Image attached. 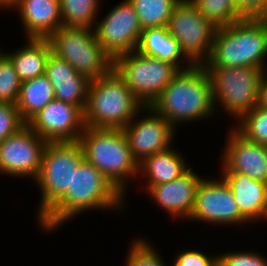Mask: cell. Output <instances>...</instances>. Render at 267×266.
Returning a JSON list of instances; mask_svg holds the SVG:
<instances>
[{
  "instance_id": "1",
  "label": "cell",
  "mask_w": 267,
  "mask_h": 266,
  "mask_svg": "<svg viewBox=\"0 0 267 266\" xmlns=\"http://www.w3.org/2000/svg\"><path fill=\"white\" fill-rule=\"evenodd\" d=\"M126 200L99 170L83 159L73 170L71 189L37 222V226L44 234H55L62 225L65 227L67 222L80 217L79 214L91 210L121 212Z\"/></svg>"
},
{
  "instance_id": "2",
  "label": "cell",
  "mask_w": 267,
  "mask_h": 266,
  "mask_svg": "<svg viewBox=\"0 0 267 266\" xmlns=\"http://www.w3.org/2000/svg\"><path fill=\"white\" fill-rule=\"evenodd\" d=\"M150 107L176 129L218 115L211 80L203 65L180 70Z\"/></svg>"
},
{
  "instance_id": "3",
  "label": "cell",
  "mask_w": 267,
  "mask_h": 266,
  "mask_svg": "<svg viewBox=\"0 0 267 266\" xmlns=\"http://www.w3.org/2000/svg\"><path fill=\"white\" fill-rule=\"evenodd\" d=\"M267 18H244L217 28L204 67L267 69Z\"/></svg>"
},
{
  "instance_id": "4",
  "label": "cell",
  "mask_w": 267,
  "mask_h": 266,
  "mask_svg": "<svg viewBox=\"0 0 267 266\" xmlns=\"http://www.w3.org/2000/svg\"><path fill=\"white\" fill-rule=\"evenodd\" d=\"M78 142L84 159L99 170L126 199L129 186L137 181L138 163L131 155L123 130L85 126Z\"/></svg>"
},
{
  "instance_id": "5",
  "label": "cell",
  "mask_w": 267,
  "mask_h": 266,
  "mask_svg": "<svg viewBox=\"0 0 267 266\" xmlns=\"http://www.w3.org/2000/svg\"><path fill=\"white\" fill-rule=\"evenodd\" d=\"M144 107L113 68L90 81L83 120L86 127L122 129Z\"/></svg>"
},
{
  "instance_id": "6",
  "label": "cell",
  "mask_w": 267,
  "mask_h": 266,
  "mask_svg": "<svg viewBox=\"0 0 267 266\" xmlns=\"http://www.w3.org/2000/svg\"><path fill=\"white\" fill-rule=\"evenodd\" d=\"M84 159L80 143L47 142L44 147L41 165L33 181L40 192L36 207L38 222L71 189L73 170Z\"/></svg>"
},
{
  "instance_id": "7",
  "label": "cell",
  "mask_w": 267,
  "mask_h": 266,
  "mask_svg": "<svg viewBox=\"0 0 267 266\" xmlns=\"http://www.w3.org/2000/svg\"><path fill=\"white\" fill-rule=\"evenodd\" d=\"M205 69L211 80L216 113L219 111V114L226 113V116L237 122L258 105L263 69L255 67H205Z\"/></svg>"
},
{
  "instance_id": "8",
  "label": "cell",
  "mask_w": 267,
  "mask_h": 266,
  "mask_svg": "<svg viewBox=\"0 0 267 266\" xmlns=\"http://www.w3.org/2000/svg\"><path fill=\"white\" fill-rule=\"evenodd\" d=\"M47 40L53 54L89 80L98 79L113 69L114 60L98 43L94 29L61 26Z\"/></svg>"
},
{
  "instance_id": "9",
  "label": "cell",
  "mask_w": 267,
  "mask_h": 266,
  "mask_svg": "<svg viewBox=\"0 0 267 266\" xmlns=\"http://www.w3.org/2000/svg\"><path fill=\"white\" fill-rule=\"evenodd\" d=\"M113 68L144 106H150L180 71L172 63L138 51L117 56Z\"/></svg>"
},
{
  "instance_id": "10",
  "label": "cell",
  "mask_w": 267,
  "mask_h": 266,
  "mask_svg": "<svg viewBox=\"0 0 267 266\" xmlns=\"http://www.w3.org/2000/svg\"><path fill=\"white\" fill-rule=\"evenodd\" d=\"M217 28L190 0H180L174 6L167 24L169 34L194 65H203L209 59Z\"/></svg>"
},
{
  "instance_id": "11",
  "label": "cell",
  "mask_w": 267,
  "mask_h": 266,
  "mask_svg": "<svg viewBox=\"0 0 267 266\" xmlns=\"http://www.w3.org/2000/svg\"><path fill=\"white\" fill-rule=\"evenodd\" d=\"M218 178V179H217ZM204 178L198 185L189 222L240 228L248 222L241 216L233 193L221 176Z\"/></svg>"
},
{
  "instance_id": "12",
  "label": "cell",
  "mask_w": 267,
  "mask_h": 266,
  "mask_svg": "<svg viewBox=\"0 0 267 266\" xmlns=\"http://www.w3.org/2000/svg\"><path fill=\"white\" fill-rule=\"evenodd\" d=\"M98 17L94 28L97 41L113 60L137 50L142 28L128 0L114 5L102 19Z\"/></svg>"
},
{
  "instance_id": "13",
  "label": "cell",
  "mask_w": 267,
  "mask_h": 266,
  "mask_svg": "<svg viewBox=\"0 0 267 266\" xmlns=\"http://www.w3.org/2000/svg\"><path fill=\"white\" fill-rule=\"evenodd\" d=\"M122 130L131 155L138 164L173 146L177 137V129L150 106H145Z\"/></svg>"
},
{
  "instance_id": "14",
  "label": "cell",
  "mask_w": 267,
  "mask_h": 266,
  "mask_svg": "<svg viewBox=\"0 0 267 266\" xmlns=\"http://www.w3.org/2000/svg\"><path fill=\"white\" fill-rule=\"evenodd\" d=\"M47 142L27 124L0 142V175L35 180Z\"/></svg>"
},
{
  "instance_id": "15",
  "label": "cell",
  "mask_w": 267,
  "mask_h": 266,
  "mask_svg": "<svg viewBox=\"0 0 267 266\" xmlns=\"http://www.w3.org/2000/svg\"><path fill=\"white\" fill-rule=\"evenodd\" d=\"M46 142H77L85 128L83 111L53 99L26 123Z\"/></svg>"
},
{
  "instance_id": "16",
  "label": "cell",
  "mask_w": 267,
  "mask_h": 266,
  "mask_svg": "<svg viewBox=\"0 0 267 266\" xmlns=\"http://www.w3.org/2000/svg\"><path fill=\"white\" fill-rule=\"evenodd\" d=\"M221 149L219 173H243L254 180L267 183L266 146L242 136L233 125L227 131Z\"/></svg>"
},
{
  "instance_id": "17",
  "label": "cell",
  "mask_w": 267,
  "mask_h": 266,
  "mask_svg": "<svg viewBox=\"0 0 267 266\" xmlns=\"http://www.w3.org/2000/svg\"><path fill=\"white\" fill-rule=\"evenodd\" d=\"M203 178L191 167L172 182L150 186L143 194H147V199L149 198L158 210L168 214V218L174 222L180 220L185 223L193 211L196 191Z\"/></svg>"
},
{
  "instance_id": "18",
  "label": "cell",
  "mask_w": 267,
  "mask_h": 266,
  "mask_svg": "<svg viewBox=\"0 0 267 266\" xmlns=\"http://www.w3.org/2000/svg\"><path fill=\"white\" fill-rule=\"evenodd\" d=\"M13 9L25 39H48L62 26L60 0H16L7 8Z\"/></svg>"
},
{
  "instance_id": "19",
  "label": "cell",
  "mask_w": 267,
  "mask_h": 266,
  "mask_svg": "<svg viewBox=\"0 0 267 266\" xmlns=\"http://www.w3.org/2000/svg\"><path fill=\"white\" fill-rule=\"evenodd\" d=\"M231 189L241 216L249 223L267 222V183L246 174L219 173Z\"/></svg>"
},
{
  "instance_id": "20",
  "label": "cell",
  "mask_w": 267,
  "mask_h": 266,
  "mask_svg": "<svg viewBox=\"0 0 267 266\" xmlns=\"http://www.w3.org/2000/svg\"><path fill=\"white\" fill-rule=\"evenodd\" d=\"M45 75L54 87L55 99L76 105L84 111L91 80L52 52L46 63Z\"/></svg>"
},
{
  "instance_id": "21",
  "label": "cell",
  "mask_w": 267,
  "mask_h": 266,
  "mask_svg": "<svg viewBox=\"0 0 267 266\" xmlns=\"http://www.w3.org/2000/svg\"><path fill=\"white\" fill-rule=\"evenodd\" d=\"M177 149L171 146L145 158L138 164L137 180L143 179L139 185L142 191L153 185L172 182L192 167Z\"/></svg>"
},
{
  "instance_id": "22",
  "label": "cell",
  "mask_w": 267,
  "mask_h": 266,
  "mask_svg": "<svg viewBox=\"0 0 267 266\" xmlns=\"http://www.w3.org/2000/svg\"><path fill=\"white\" fill-rule=\"evenodd\" d=\"M136 51L142 55L172 63L179 70H185L194 65L181 51L178 41L169 34L167 26L142 29Z\"/></svg>"
},
{
  "instance_id": "23",
  "label": "cell",
  "mask_w": 267,
  "mask_h": 266,
  "mask_svg": "<svg viewBox=\"0 0 267 266\" xmlns=\"http://www.w3.org/2000/svg\"><path fill=\"white\" fill-rule=\"evenodd\" d=\"M26 40L21 47L5 52L22 82L45 74L46 63L52 52L47 39Z\"/></svg>"
},
{
  "instance_id": "24",
  "label": "cell",
  "mask_w": 267,
  "mask_h": 266,
  "mask_svg": "<svg viewBox=\"0 0 267 266\" xmlns=\"http://www.w3.org/2000/svg\"><path fill=\"white\" fill-rule=\"evenodd\" d=\"M53 99L54 87L43 74L22 82L15 105L20 118L27 123Z\"/></svg>"
},
{
  "instance_id": "25",
  "label": "cell",
  "mask_w": 267,
  "mask_h": 266,
  "mask_svg": "<svg viewBox=\"0 0 267 266\" xmlns=\"http://www.w3.org/2000/svg\"><path fill=\"white\" fill-rule=\"evenodd\" d=\"M102 0H60L62 26L94 29ZM102 6V7H101Z\"/></svg>"
},
{
  "instance_id": "26",
  "label": "cell",
  "mask_w": 267,
  "mask_h": 266,
  "mask_svg": "<svg viewBox=\"0 0 267 266\" xmlns=\"http://www.w3.org/2000/svg\"><path fill=\"white\" fill-rule=\"evenodd\" d=\"M142 29L167 26L174 6L180 0H128Z\"/></svg>"
},
{
  "instance_id": "27",
  "label": "cell",
  "mask_w": 267,
  "mask_h": 266,
  "mask_svg": "<svg viewBox=\"0 0 267 266\" xmlns=\"http://www.w3.org/2000/svg\"><path fill=\"white\" fill-rule=\"evenodd\" d=\"M198 11L216 27H224L244 19L233 0H190Z\"/></svg>"
},
{
  "instance_id": "28",
  "label": "cell",
  "mask_w": 267,
  "mask_h": 266,
  "mask_svg": "<svg viewBox=\"0 0 267 266\" xmlns=\"http://www.w3.org/2000/svg\"><path fill=\"white\" fill-rule=\"evenodd\" d=\"M234 123V124H233ZM246 139L267 146V108L259 105L230 123Z\"/></svg>"
},
{
  "instance_id": "29",
  "label": "cell",
  "mask_w": 267,
  "mask_h": 266,
  "mask_svg": "<svg viewBox=\"0 0 267 266\" xmlns=\"http://www.w3.org/2000/svg\"><path fill=\"white\" fill-rule=\"evenodd\" d=\"M146 238L145 236H137V238L135 236V239H131L132 242H130L128 252L125 254L124 266H169L153 241L151 242Z\"/></svg>"
},
{
  "instance_id": "30",
  "label": "cell",
  "mask_w": 267,
  "mask_h": 266,
  "mask_svg": "<svg viewBox=\"0 0 267 266\" xmlns=\"http://www.w3.org/2000/svg\"><path fill=\"white\" fill-rule=\"evenodd\" d=\"M22 81L15 72L10 59L4 54L0 58V97L4 102L16 103Z\"/></svg>"
},
{
  "instance_id": "31",
  "label": "cell",
  "mask_w": 267,
  "mask_h": 266,
  "mask_svg": "<svg viewBox=\"0 0 267 266\" xmlns=\"http://www.w3.org/2000/svg\"><path fill=\"white\" fill-rule=\"evenodd\" d=\"M218 266H267V255L257 250H234L218 253Z\"/></svg>"
},
{
  "instance_id": "32",
  "label": "cell",
  "mask_w": 267,
  "mask_h": 266,
  "mask_svg": "<svg viewBox=\"0 0 267 266\" xmlns=\"http://www.w3.org/2000/svg\"><path fill=\"white\" fill-rule=\"evenodd\" d=\"M174 254V260L169 262L170 266H218V254H207L199 249H182L177 250Z\"/></svg>"
},
{
  "instance_id": "33",
  "label": "cell",
  "mask_w": 267,
  "mask_h": 266,
  "mask_svg": "<svg viewBox=\"0 0 267 266\" xmlns=\"http://www.w3.org/2000/svg\"><path fill=\"white\" fill-rule=\"evenodd\" d=\"M25 124L14 103L0 104V142L15 134Z\"/></svg>"
},
{
  "instance_id": "34",
  "label": "cell",
  "mask_w": 267,
  "mask_h": 266,
  "mask_svg": "<svg viewBox=\"0 0 267 266\" xmlns=\"http://www.w3.org/2000/svg\"><path fill=\"white\" fill-rule=\"evenodd\" d=\"M243 18H267V0H233Z\"/></svg>"
},
{
  "instance_id": "35",
  "label": "cell",
  "mask_w": 267,
  "mask_h": 266,
  "mask_svg": "<svg viewBox=\"0 0 267 266\" xmlns=\"http://www.w3.org/2000/svg\"><path fill=\"white\" fill-rule=\"evenodd\" d=\"M258 105L267 108V69L263 70L261 76Z\"/></svg>"
},
{
  "instance_id": "36",
  "label": "cell",
  "mask_w": 267,
  "mask_h": 266,
  "mask_svg": "<svg viewBox=\"0 0 267 266\" xmlns=\"http://www.w3.org/2000/svg\"><path fill=\"white\" fill-rule=\"evenodd\" d=\"M15 1L16 0H0V8L6 11L7 8Z\"/></svg>"
},
{
  "instance_id": "37",
  "label": "cell",
  "mask_w": 267,
  "mask_h": 266,
  "mask_svg": "<svg viewBox=\"0 0 267 266\" xmlns=\"http://www.w3.org/2000/svg\"><path fill=\"white\" fill-rule=\"evenodd\" d=\"M3 51H4V52H3ZM4 54H5V49L2 50V49L0 48V58H1Z\"/></svg>"
},
{
  "instance_id": "38",
  "label": "cell",
  "mask_w": 267,
  "mask_h": 266,
  "mask_svg": "<svg viewBox=\"0 0 267 266\" xmlns=\"http://www.w3.org/2000/svg\"><path fill=\"white\" fill-rule=\"evenodd\" d=\"M4 103V101L1 99V97H0V104H3Z\"/></svg>"
}]
</instances>
